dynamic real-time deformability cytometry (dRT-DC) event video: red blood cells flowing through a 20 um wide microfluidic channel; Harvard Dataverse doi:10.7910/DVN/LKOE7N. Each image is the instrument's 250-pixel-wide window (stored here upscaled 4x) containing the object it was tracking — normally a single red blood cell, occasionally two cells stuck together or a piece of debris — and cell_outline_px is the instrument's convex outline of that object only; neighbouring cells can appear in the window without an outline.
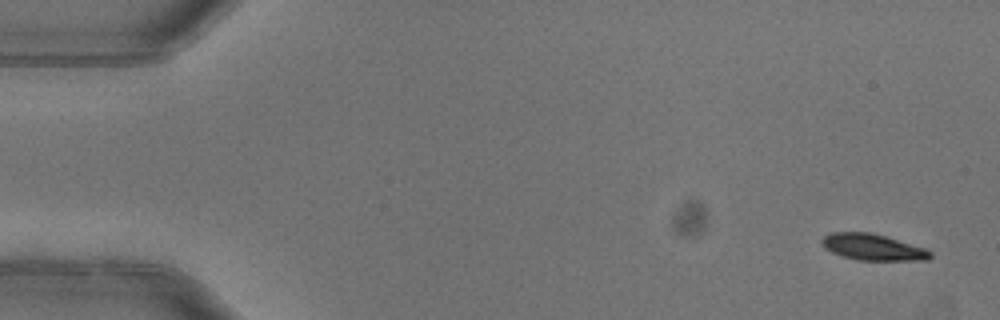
{"species": "common noctule bat (a hibernating species)", "species_latin": "Nyctalus noctula", "temperature_condition": "warm", "stored_images_in_passage": 5, "camera_frame_rate_fps": 3000, "um_per_image_px": 0.085, "animal": {"sex": "female"}, "frame": {"image": 1, "passage_image": 1, "time_ms": 0.0, "image_size_px": [1000, 320], "cell_outline_px": [[932, 256], [928, 260], [860, 260], [844, 256], [832, 252], [824, 248], [820, 240], [824, 236], [832, 232], [868, 232], [884, 236], [924, 248], [932, 252]], "centroid_in_image_um": [74.17, 21.01], "position_along_channel_um": 10.8, "area_um2": 16.36}}